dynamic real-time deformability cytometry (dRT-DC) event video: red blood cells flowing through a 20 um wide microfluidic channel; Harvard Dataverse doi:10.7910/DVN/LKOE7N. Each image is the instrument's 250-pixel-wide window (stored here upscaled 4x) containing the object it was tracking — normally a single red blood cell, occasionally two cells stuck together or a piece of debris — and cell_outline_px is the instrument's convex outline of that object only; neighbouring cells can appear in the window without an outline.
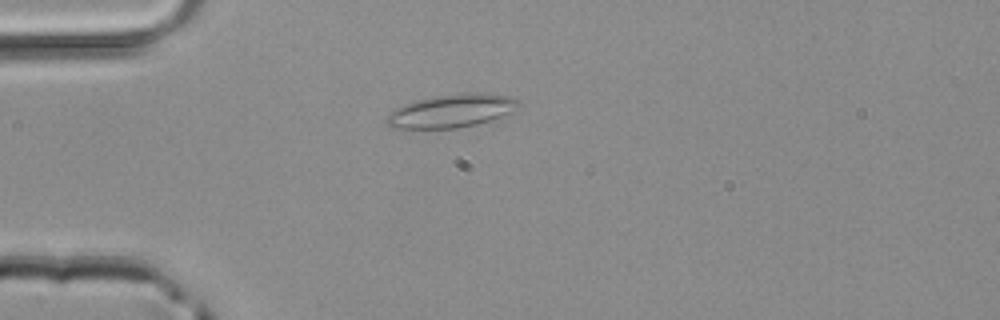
{"species": "common noctule bat (a hibernating species)", "species_latin": "Nyctalus noctula", "temperature_condition": "room temperature", "stored_images_in_passage": 35, "camera_frame_rate_fps": 3000, "um_per_image_px": 0.085, "animal": {"sex": "male", "body_mass_g": 20.4}, "frame": {"image": 1, "passage_image": 1, "time_ms": 0.0, "image_size_px": [1000, 320], "cell_outline_px": [[520, 104], [508, 112], [500, 116], [476, 124], [456, 128], [392, 128], [384, 120], [384, 116], [388, 112], [404, 104], [440, 96], [472, 92], [484, 92], [512, 96], [520, 100]], "centroid_in_image_um": [38.35, 9.42], "position_along_channel_um": 46.6, "area_um2": 25.14}}
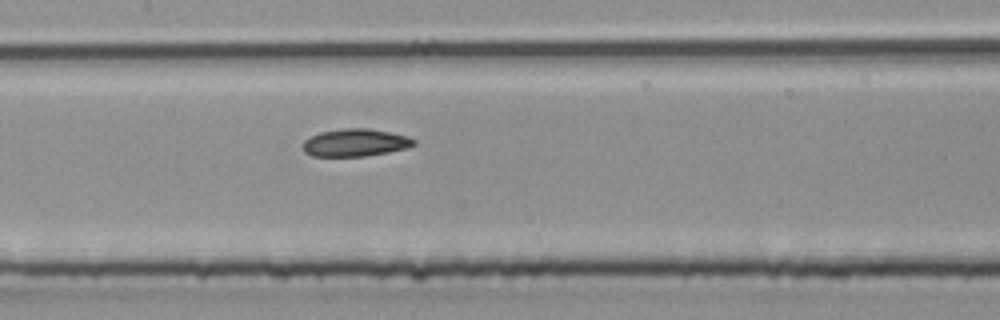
{"frame": {"image": 2, "passage_image": 11, "time_ms": 3.333, "image_size_px": [1000, 320], "cell_outline_px": [[416, 144], [408, 148], [388, 152], [364, 156], [312, 156], [304, 152], [304, 140], [320, 132], [344, 128], [368, 128], [408, 136], [416, 140]], "centroid_in_image_um": [30.22, 12.12], "position_along_channel_um": 177.2, "area_um2": 17.74}}
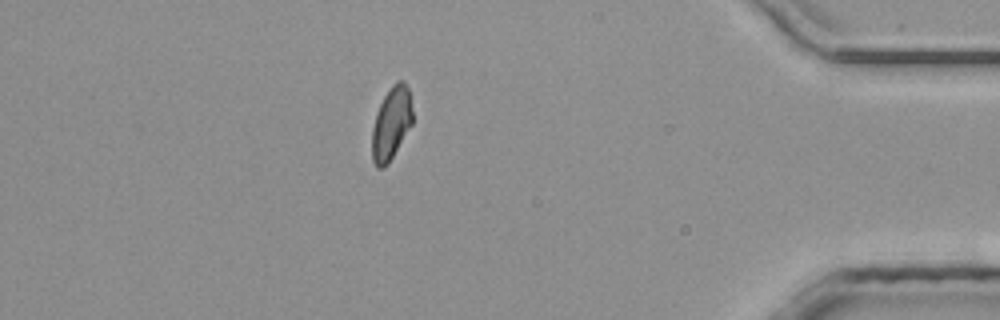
{"frame": {"image": 3, "passage_image": 29, "time_ms": 9.333, "image_size_px": [1000, 320], "cell_outline_px": [[412, 124], [388, 164], [384, 168], [376, 168], [372, 160], [372, 128], [376, 112], [384, 96], [392, 84], [396, 80], [404, 80], [408, 88], [412, 108]], "centroid_in_image_um": [33.25, 10.49], "position_along_channel_um": 402.0, "area_um2": 17.28}}